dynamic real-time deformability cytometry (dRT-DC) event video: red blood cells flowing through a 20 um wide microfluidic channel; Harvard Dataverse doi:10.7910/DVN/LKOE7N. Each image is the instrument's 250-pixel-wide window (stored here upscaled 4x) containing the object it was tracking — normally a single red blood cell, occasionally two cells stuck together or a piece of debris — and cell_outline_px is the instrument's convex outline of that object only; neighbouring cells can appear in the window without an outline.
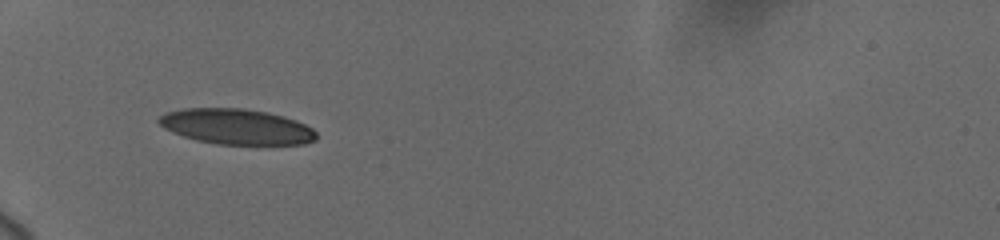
{"species": "human", "species_latin": "Homo sapiens", "temperature_condition": "cold", "stored_images_in_passage": 46, "camera_frame_rate_fps": 3000, "um_per_image_px": 0.085, "donor": {"sex": "female"}, "frame": {"image": 1, "passage_image": 1, "time_ms": 0.0, "image_size_px": [1000, 240], "cell_outline_px": [[316, 140], [304, 144], [216, 144], [196, 140], [172, 132], [164, 128], [156, 120], [160, 116], [168, 112], [184, 108], [244, 108], [268, 112], [284, 116], [296, 120], [312, 128], [316, 132]], "centroid_in_image_um": [20.1, 10.76], "position_along_channel_um": 64.9, "area_um2": 32.54}}
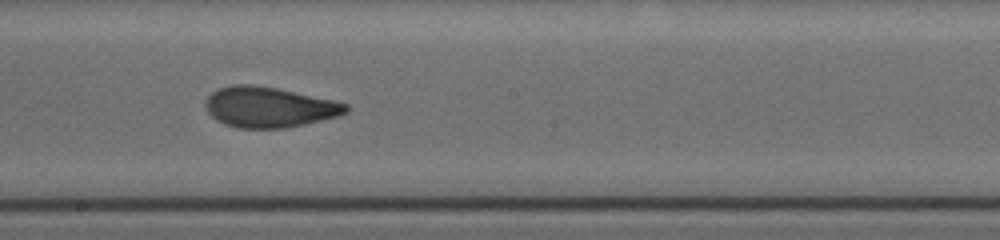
{"frame": {"image": 2, "passage_image": 27, "time_ms": 4.667, "image_size_px": [1000, 240], "cell_outline_px": [[348, 112], [340, 116], [304, 124], [284, 128], [236, 128], [224, 124], [216, 120], [208, 112], [204, 104], [204, 100], [212, 92], [220, 88], [232, 84], [252, 84], [276, 88], [332, 100], [348, 104]], "centroid_in_image_um": [22.84, 9.11], "position_along_channel_um": 225.4, "area_um2": 33.12}}
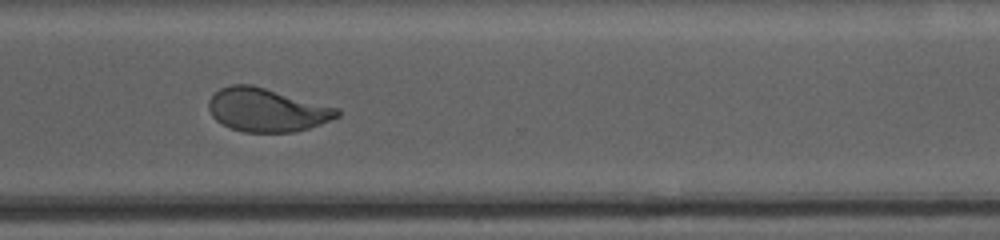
{"frame": {"image": 3, "passage_image": 45, "time_ms": 8.0, "image_size_px": [1000, 240], "cell_outline_px": [[340, 116], [320, 124], [296, 132], [244, 132], [232, 128], [216, 120], [212, 116], [208, 108], [208, 100], [220, 88], [232, 84], [252, 84], [336, 108], [340, 112]], "centroid_in_image_um": [22.65, 9.34], "position_along_channel_um": 348.0, "area_um2": 32.19}}